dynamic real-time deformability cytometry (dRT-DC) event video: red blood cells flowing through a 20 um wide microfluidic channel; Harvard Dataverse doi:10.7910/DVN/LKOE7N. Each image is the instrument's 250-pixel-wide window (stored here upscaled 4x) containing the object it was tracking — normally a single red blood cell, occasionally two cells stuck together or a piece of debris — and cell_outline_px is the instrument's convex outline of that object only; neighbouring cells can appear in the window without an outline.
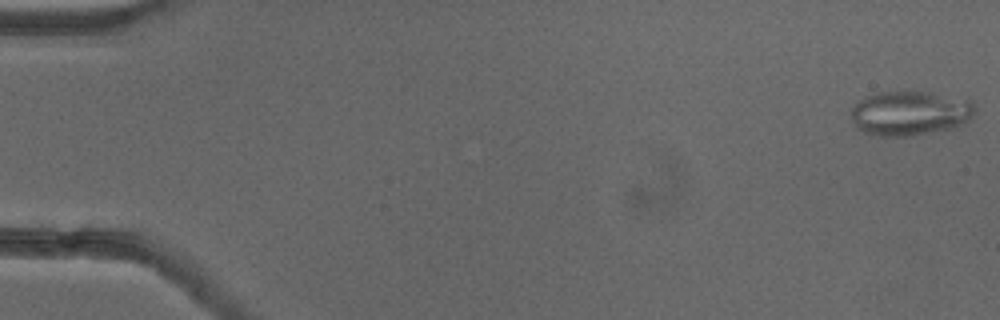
{"species": "common noctule bat (a hibernating species)", "species_latin": "Nyctalus noctula", "temperature_condition": "cold", "stored_images_in_passage": 53, "camera_frame_rate_fps": 3000, "um_per_image_px": 0.085, "animal": {"sex": "female"}, "frame": {"image": 1, "passage_image": 1, "time_ms": 0.0, "image_size_px": [1000, 320], "cell_outline_px": [[976, 112], [968, 120], [952, 128], [912, 136], [880, 136], [864, 132], [856, 128], [852, 120], [852, 108], [864, 96], [880, 92], [904, 88], [968, 96], [972, 100], [976, 108]], "centroid_in_image_um": [77.42, 9.55], "position_along_channel_um": 7.6, "area_um2": 33.52}}
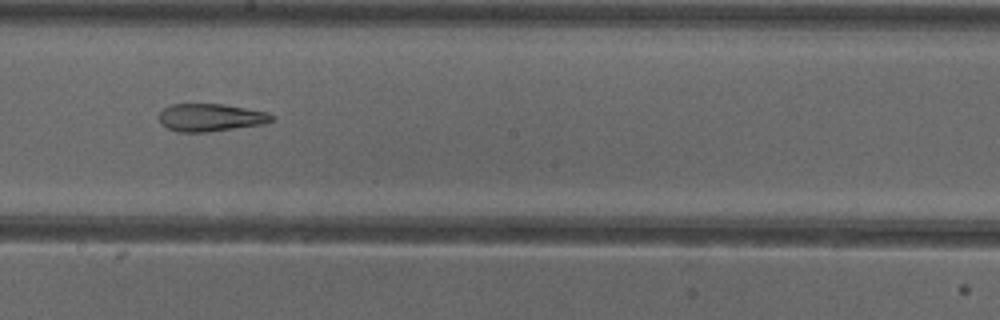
{"frame": {"image": 2, "passage_image": 30, "time_ms": 9.667, "image_size_px": [1000, 320], "cell_outline_px": [[276, 120], [264, 124], [208, 132], [176, 132], [160, 124], [160, 112], [164, 108], [172, 104], [224, 104], [268, 112]], "centroid_in_image_um": [17.91, 9.99], "position_along_channel_um": 230.3, "area_um2": 18.26}}
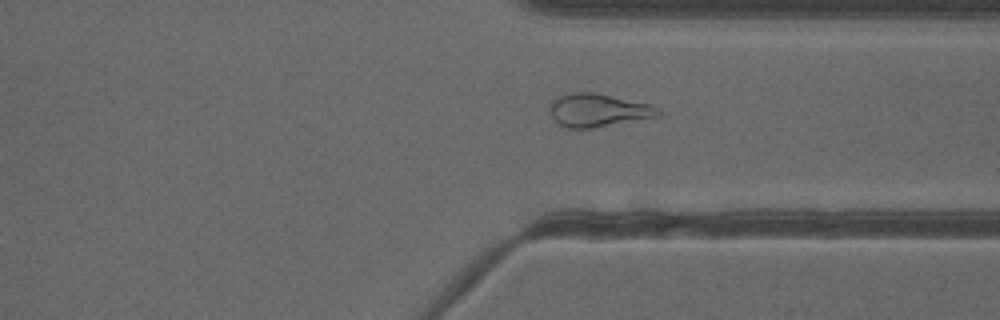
{"frame": {"image": 3, "passage_image": 40, "time_ms": 13.0, "image_size_px": [1000, 320], "cell_outline_px": [[660, 116], [592, 128], [568, 128], [560, 124], [548, 112], [548, 108], [560, 96], [576, 92], [596, 92], [652, 104], [660, 108]], "centroid_in_image_um": [50.9, 9.36], "position_along_channel_um": 360.5, "area_um2": 20.87}, "authors_computed_cell_mechanics": {"area_um2": 23.12, "velocity_mm_per_s": 3.9122, "shape_relaxation_time_tau1_ms": null, "shape_relaxation_time_tau2_ms": 1.7668, "deformation_change_tau1": null, "deformation_change_tau2": 0.0917}}